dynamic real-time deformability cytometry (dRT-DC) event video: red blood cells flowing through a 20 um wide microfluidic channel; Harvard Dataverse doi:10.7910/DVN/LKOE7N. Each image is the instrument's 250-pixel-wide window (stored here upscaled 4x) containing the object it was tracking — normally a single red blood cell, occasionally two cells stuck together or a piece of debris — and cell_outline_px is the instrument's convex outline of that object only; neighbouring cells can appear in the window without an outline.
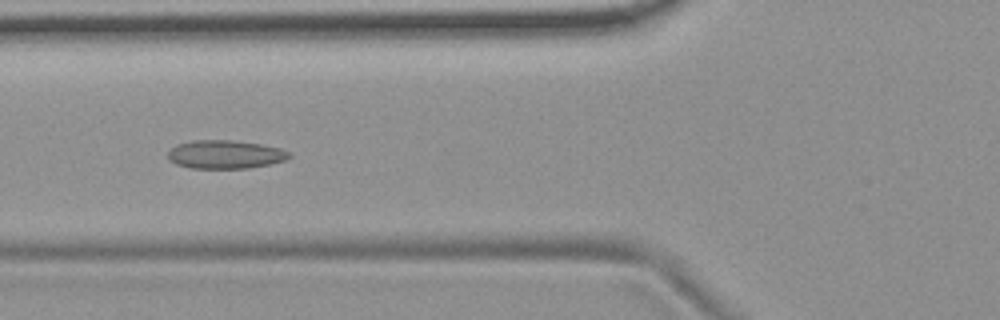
{"species": "common noctule bat (a hibernating species)", "species_latin": "Nyctalus noctula", "temperature_condition": "room temperature", "stored_images_in_passage": 48, "camera_frame_rate_fps": 3000, "um_per_image_px": 0.085, "animal": {"sex": "female", "body_mass_g": 19.9}, "frame": {"image": 1, "passage_image": 14, "time_ms": 4.333, "image_size_px": [1000, 320], "cell_outline_px": [[292, 156], [284, 160], [268, 164], [248, 168], [188, 168], [176, 164], [168, 160], [168, 152], [176, 144], [192, 140], [236, 140], [260, 144], [280, 148], [288, 152]], "centroid_in_image_um": [19.1, 13.12], "position_along_channel_um": 106.7, "area_um2": 20.11}}
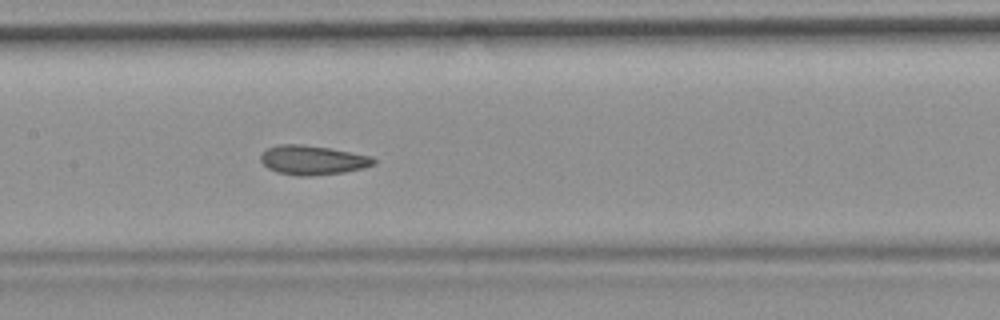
{"frame": {"image": 2, "passage_image": 20, "time_ms": 6.333, "image_size_px": [1000, 320], "cell_outline_px": [[376, 164], [364, 168], [344, 172], [312, 176], [296, 176], [276, 172], [268, 168], [260, 160], [260, 156], [268, 148], [276, 144], [300, 144], [328, 148], [372, 156], [376, 160]], "centroid_in_image_um": [26.58, 13.61], "position_along_channel_um": 180.8, "area_um2": 19.36}}
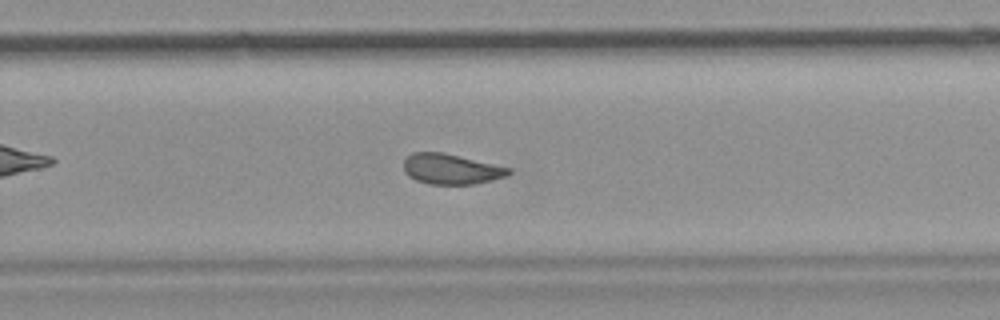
{"frame": {"image": 3, "passage_image": 29, "time_ms": 9.333, "image_size_px": [1000, 320], "cell_outline_px": [[512, 172], [508, 176], [476, 184], [428, 184], [416, 180], [408, 176], [404, 172], [404, 160], [412, 152], [444, 152], [512, 168]], "centroid_in_image_um": [38.36, 14.37], "position_along_channel_um": 291.4, "area_um2": 18.79}, "authors_computed_cell_mechanics": {"area_um2": 19.7676, "velocity_mm_per_s": 3.7063, "shape_relaxation_time_tau1_ms": null, "shape_relaxation_time_tau2_ms": 1.8479, "deformation_change_tau1": null, "deformation_change_tau2": 0.0641}}